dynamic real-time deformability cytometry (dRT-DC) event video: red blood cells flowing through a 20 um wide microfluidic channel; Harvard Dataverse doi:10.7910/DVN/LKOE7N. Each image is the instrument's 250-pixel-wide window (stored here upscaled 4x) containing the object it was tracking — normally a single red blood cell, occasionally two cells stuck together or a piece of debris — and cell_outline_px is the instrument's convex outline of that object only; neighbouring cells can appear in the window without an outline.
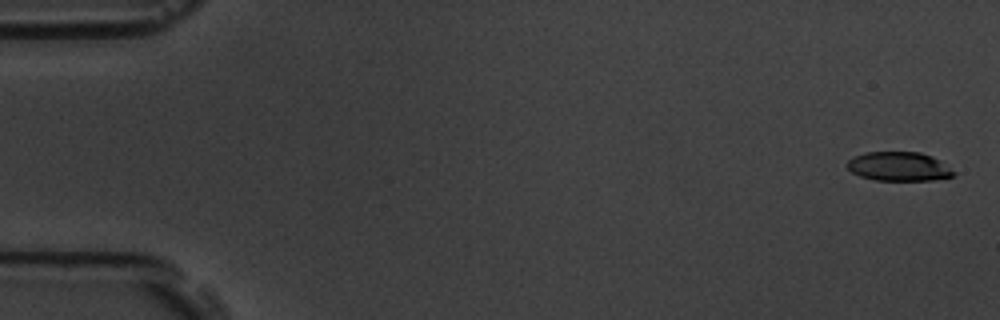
{"species": "common noctule bat (a hibernating species)", "species_latin": "Nyctalus noctula", "temperature_condition": "room temperature", "stored_images_in_passage": 6, "camera_frame_rate_fps": 3000, "um_per_image_px": 0.085, "animal": {"sex": "male", "body_mass_g": 19.5, "forearm_length_mm": 54.6}, "frame": {"image": 1, "passage_image": 1, "time_ms": 0.0, "image_size_px": [1000, 320], "cell_outline_px": [[956, 176], [932, 180], [876, 180], [860, 176], [852, 172], [848, 168], [848, 160], [864, 152], [920, 152], [932, 156], [940, 160], [956, 172]], "centroid_in_image_um": [76.45, 14.15], "position_along_channel_um": 8.5, "area_um2": 18.03}}
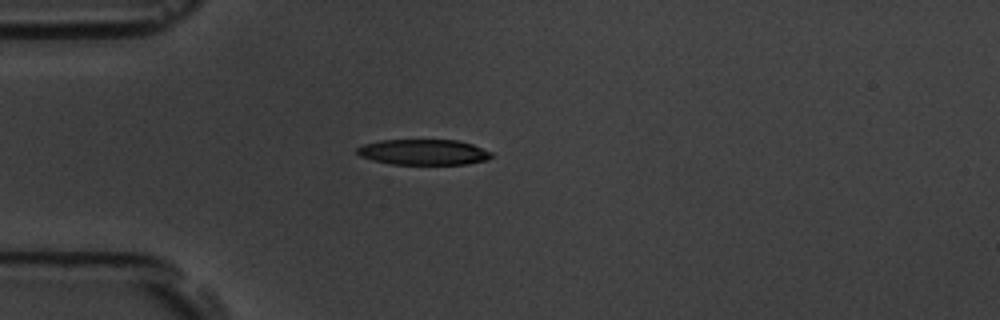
{"frame": {"image": 2, "passage_image": 5, "time_ms": 4.667, "image_size_px": [1000, 320], "cell_outline_px": [[492, 156], [488, 160], [468, 164], [392, 164], [372, 160], [360, 156], [356, 152], [356, 148], [364, 144], [380, 140], [456, 140], [472, 144], [492, 152]], "centroid_in_image_um": [36.0, 12.93], "position_along_channel_um": 49.0, "area_um2": 20.06}}